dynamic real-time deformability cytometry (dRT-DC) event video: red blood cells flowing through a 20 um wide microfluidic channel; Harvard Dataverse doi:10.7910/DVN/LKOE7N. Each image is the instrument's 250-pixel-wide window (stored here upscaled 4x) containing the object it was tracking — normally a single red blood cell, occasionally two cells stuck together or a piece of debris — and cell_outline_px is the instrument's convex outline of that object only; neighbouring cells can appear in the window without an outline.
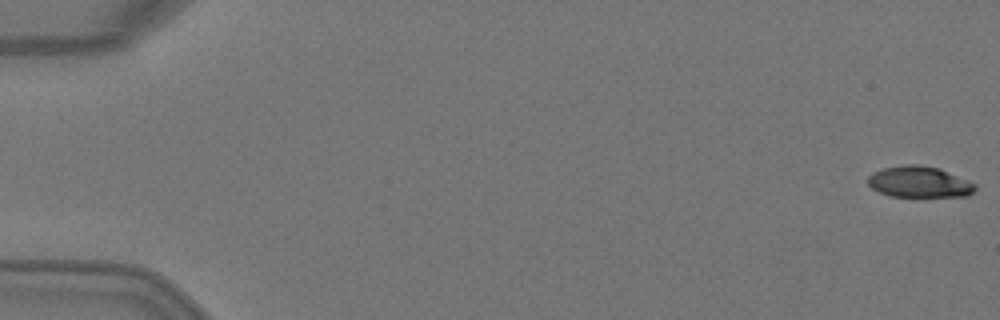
{"species": "Egyptian fruit bat (a non-hibernating species)", "species_latin": "Rousettus aegyptiacus", "temperature_condition": "warm", "stored_images_in_passage": 5, "segment_of_instrument_passage": [2, 2], "camera_frame_rate_fps": 3000, "um_per_image_px": 0.085, "animal": {"sex": "female"}, "frame": {"image": 1, "passage_image": 5, "time_ms": 1.333, "image_size_px": [1000, 320], "cell_outline_px": [[976, 188], [968, 196], [892, 196], [880, 192], [872, 188], [868, 184], [868, 176], [872, 172], [884, 168], [904, 164], [920, 164], [940, 168], [968, 180], [976, 184]], "centroid_in_image_um": [78.14, 15.45], "position_along_channel_um": 6.9, "area_um2": 19.48}}